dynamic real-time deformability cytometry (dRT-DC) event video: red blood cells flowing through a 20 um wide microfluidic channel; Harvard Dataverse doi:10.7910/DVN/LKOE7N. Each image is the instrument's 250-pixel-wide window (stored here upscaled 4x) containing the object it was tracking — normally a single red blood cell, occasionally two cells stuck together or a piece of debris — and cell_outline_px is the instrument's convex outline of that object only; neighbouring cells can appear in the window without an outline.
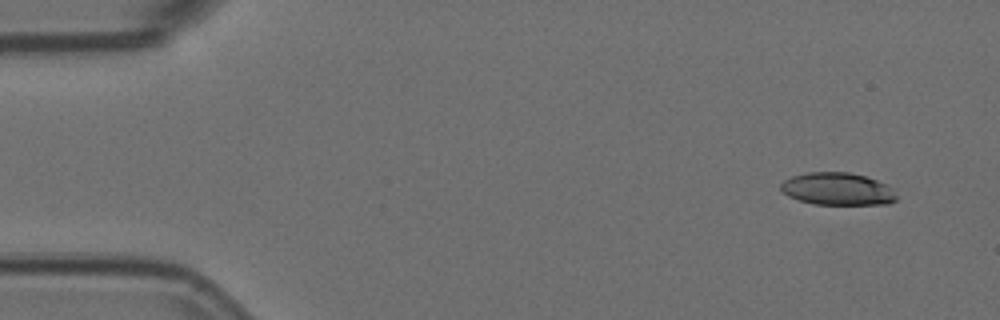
{"species": "Egyptian fruit bat (a non-hibernating species)", "species_latin": "Rousettus aegyptiacus", "temperature_condition": "room temperature", "stored_images_in_passage": 2, "camera_frame_rate_fps": 3000, "um_per_image_px": 0.085, "animal": {"sex": "female"}, "frame": {"image": 1, "passage_image": 2, "time_ms": 0.333, "image_size_px": [1000, 320], "cell_outline_px": [[896, 200], [888, 204], [816, 204], [800, 200], [788, 196], [780, 188], [780, 184], [784, 180], [792, 176], [808, 172], [848, 172], [864, 176], [888, 184], [892, 188], [896, 196]], "centroid_in_image_um": [71.2, 16.05], "position_along_channel_um": 13.8, "area_um2": 21.79}}